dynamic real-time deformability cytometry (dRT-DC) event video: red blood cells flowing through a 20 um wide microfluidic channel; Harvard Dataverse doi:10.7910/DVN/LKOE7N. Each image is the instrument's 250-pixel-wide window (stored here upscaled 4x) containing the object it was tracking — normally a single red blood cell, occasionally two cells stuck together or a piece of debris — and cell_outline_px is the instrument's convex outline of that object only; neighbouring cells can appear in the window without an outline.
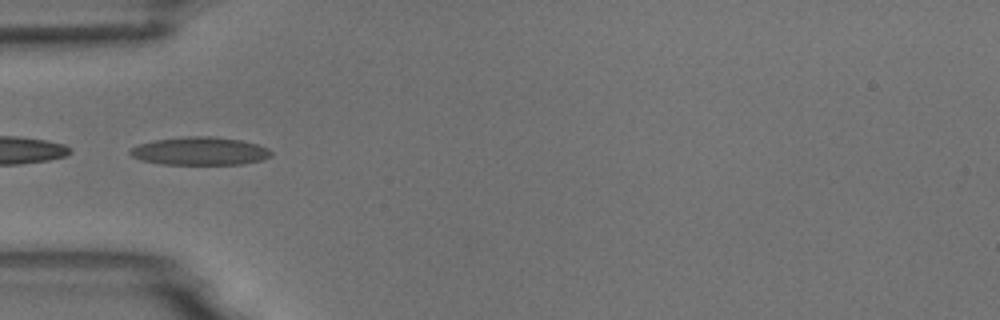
{"species": "common noctule bat (a hibernating species)", "species_latin": "Nyctalus noctula", "temperature_condition": "room temperature", "stored_images_in_passage": 55, "camera_frame_rate_fps": 3000, "um_per_image_px": 0.085, "animal": {"sex": "male", "body_mass_g": 18.8}, "frame": {"image": 1, "passage_image": 18, "time_ms": 5.667, "image_size_px": [1000, 320], "cell_outline_px": [[272, 156], [264, 160], [244, 164], [160, 164], [140, 160], [132, 156], [128, 152], [132, 148], [140, 144], [156, 140], [188, 136], [212, 136], [240, 140], [256, 144], [268, 148], [272, 152]], "centroid_in_image_um": [17.02, 12.85], "position_along_channel_um": 68.0, "area_um2": 23.06}}
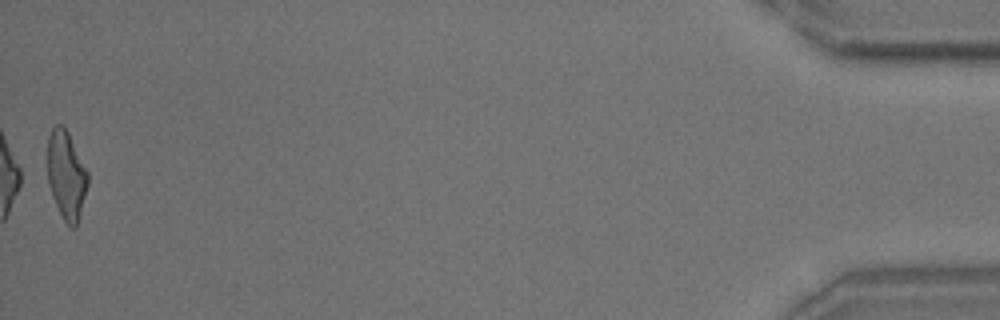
{"frame": {"image": 2, "passage_image": 55, "time_ms": 18.0, "image_size_px": [1000, 320], "cell_outline_px": [[88, 184], [76, 228], [72, 228], [64, 220], [52, 196], [48, 184], [48, 136], [52, 128], [56, 124], [60, 124], [68, 132], [88, 172]], "centroid_in_image_um": [5.63, 14.88], "position_along_channel_um": 429.6, "area_um2": 20.52}, "authors_computed_cell_mechanics": {"area_um2": 21.5594, "velocity_mm_per_s": 3.7012, "shape_relaxation_time_tau1_ms": 6.2886, "shape_relaxation_time_tau2_ms": 1.6173, "deformation_change_tau1": 0.1857, "deformation_change_tau2": 0.1041}}